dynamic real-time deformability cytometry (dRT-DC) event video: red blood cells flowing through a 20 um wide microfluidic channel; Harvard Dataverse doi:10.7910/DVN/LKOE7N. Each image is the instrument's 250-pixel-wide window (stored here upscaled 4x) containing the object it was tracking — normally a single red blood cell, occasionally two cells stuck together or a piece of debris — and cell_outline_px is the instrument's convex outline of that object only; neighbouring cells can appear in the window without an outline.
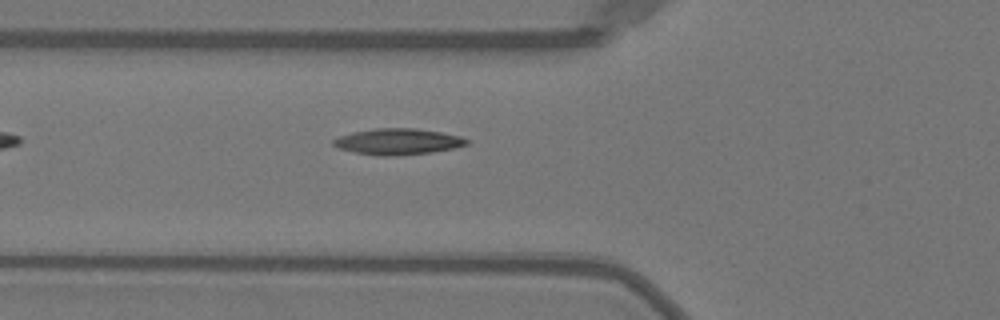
{"species": "Egyptian fruit bat (a non-hibernating species)", "species_latin": "Rousettus aegyptiacus", "temperature_condition": "warm", "stored_images_in_passage": 36, "camera_frame_rate_fps": 3000, "um_per_image_px": 0.085, "animal": {"sex": "female"}, "frame": {"image": 1, "passage_image": 4, "time_ms": 1.0, "image_size_px": [1000, 320], "cell_outline_px": [[468, 144], [456, 148], [432, 152], [396, 156], [376, 156], [356, 152], [340, 148], [332, 144], [332, 140], [340, 136], [352, 132], [376, 128], [416, 128], [440, 132], [460, 136], [468, 140]], "centroid_in_image_um": [33.83, 12.04], "position_along_channel_um": 92.0, "area_um2": 20.29}}
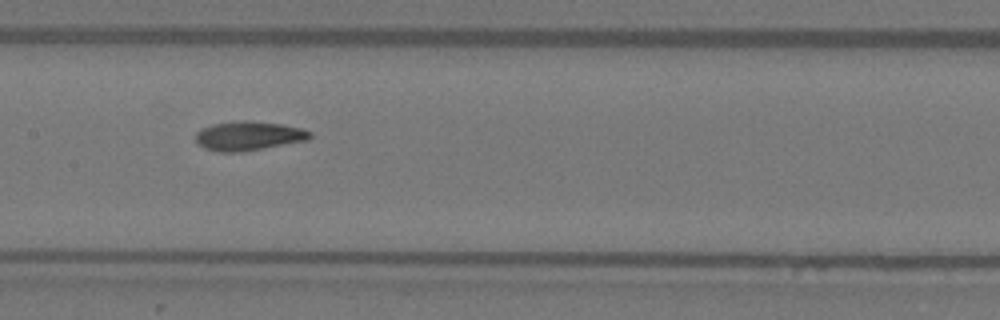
{"frame": {"image": 2, "passage_image": 11, "time_ms": 3.333, "image_size_px": [1000, 320], "cell_outline_px": [[312, 136], [308, 140], [240, 152], [216, 152], [204, 148], [196, 144], [196, 132], [200, 128], [212, 124], [240, 120], [248, 120], [280, 124], [300, 128], [312, 132]], "centroid_in_image_um": [21.08, 11.55], "position_along_channel_um": 186.3, "area_um2": 19.54}}
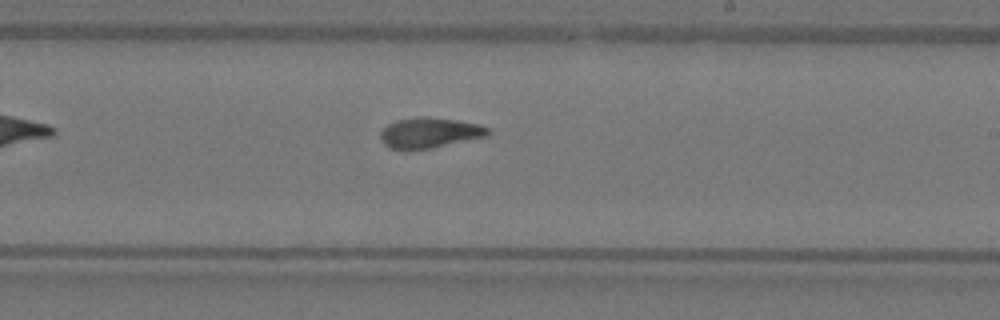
{"frame": {"image": 3, "passage_image": 16, "time_ms": 5.0, "image_size_px": [1000, 320], "cell_outline_px": [[492, 132], [488, 136], [432, 148], [408, 152], [404, 152], [388, 148], [380, 140], [380, 132], [388, 124], [396, 120], [416, 116], [428, 116], [456, 120], [476, 124], [488, 128]], "centroid_in_image_um": [36.45, 11.32], "position_along_channel_um": 252.6, "area_um2": 19.65}, "authors_computed_cell_mechanics": {"area_um2": 19.074, "velocity_mm_per_s": 4.0039, "shape_relaxation_time_tau1_ms": 5.1037, "shape_relaxation_time_tau2_ms": 2.2637, "deformation_change_tau1": 0.2051, "deformation_change_tau2": 0.0883}}